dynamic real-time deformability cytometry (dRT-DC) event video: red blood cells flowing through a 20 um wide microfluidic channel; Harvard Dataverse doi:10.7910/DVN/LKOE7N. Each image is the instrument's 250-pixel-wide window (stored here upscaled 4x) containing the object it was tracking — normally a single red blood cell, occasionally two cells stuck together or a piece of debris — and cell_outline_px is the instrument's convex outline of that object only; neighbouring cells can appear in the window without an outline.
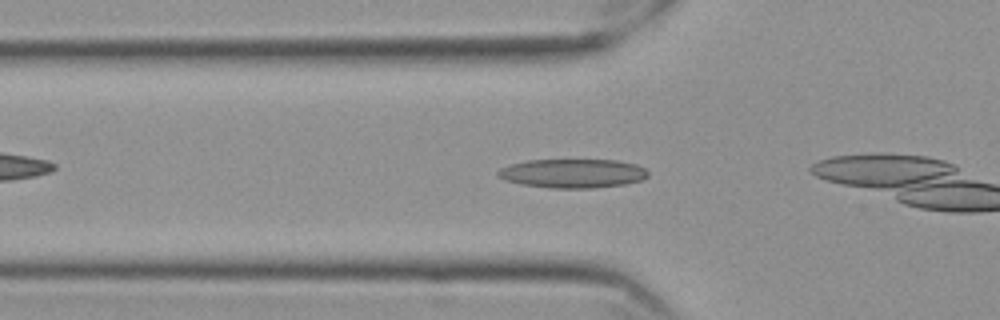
{"species": "Egyptian fruit bat (a non-hibernating species)", "species_latin": "Rousettus aegyptiacus", "temperature_condition": "cold", "stored_images_in_passage": 32, "camera_frame_rate_fps": 3000, "um_per_image_px": 0.085, "frame": {"image": 1, "passage_image": 4, "time_ms": 1.0, "image_size_px": [1000, 320], "cell_outline_px": [[648, 176], [640, 180], [624, 184], [596, 188], [552, 188], [524, 184], [504, 180], [496, 176], [496, 172], [500, 168], [512, 164], [528, 160], [616, 160], [636, 164], [644, 168], [648, 172]], "centroid_in_image_um": [48.67, 14.73], "position_along_channel_um": 77.1, "area_um2": 25.26}}
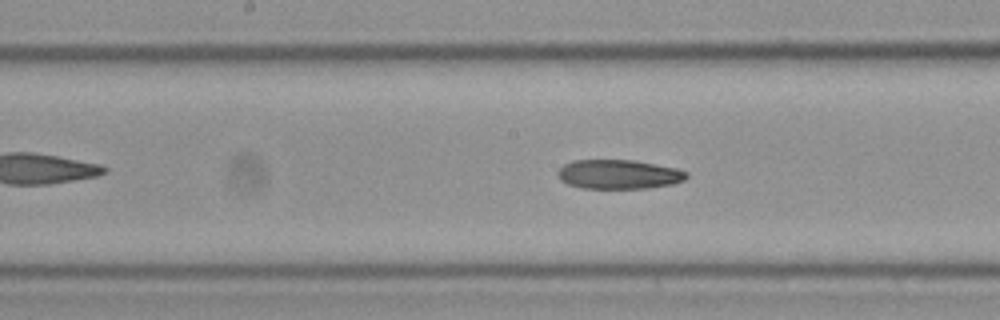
{"frame": {"image": 2, "passage_image": 14, "time_ms": 4.333, "image_size_px": [1000, 320], "cell_outline_px": [[688, 176], [684, 180], [672, 184], [648, 188], [580, 188], [568, 184], [560, 180], [556, 172], [564, 164], [572, 160], [632, 160], [676, 168], [688, 172]], "centroid_in_image_um": [52.57, 14.82], "position_along_channel_um": 195.6, "area_um2": 21.96}}
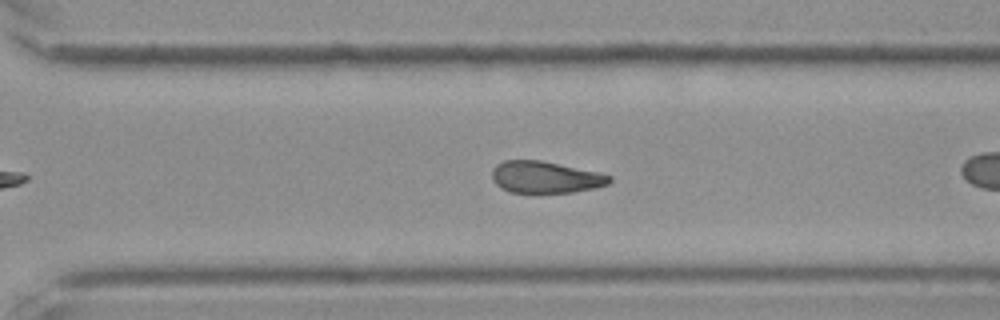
{"frame": {"image": 3, "passage_image": 25, "time_ms": 8.0, "image_size_px": [1000, 320], "cell_outline_px": [[612, 180], [608, 184], [596, 188], [572, 192], [512, 192], [500, 188], [492, 180], [492, 168], [496, 164], [504, 160], [540, 160], [600, 172], [612, 176]], "centroid_in_image_um": [46.36, 15.05], "position_along_channel_um": 324.2, "area_um2": 21.85}}